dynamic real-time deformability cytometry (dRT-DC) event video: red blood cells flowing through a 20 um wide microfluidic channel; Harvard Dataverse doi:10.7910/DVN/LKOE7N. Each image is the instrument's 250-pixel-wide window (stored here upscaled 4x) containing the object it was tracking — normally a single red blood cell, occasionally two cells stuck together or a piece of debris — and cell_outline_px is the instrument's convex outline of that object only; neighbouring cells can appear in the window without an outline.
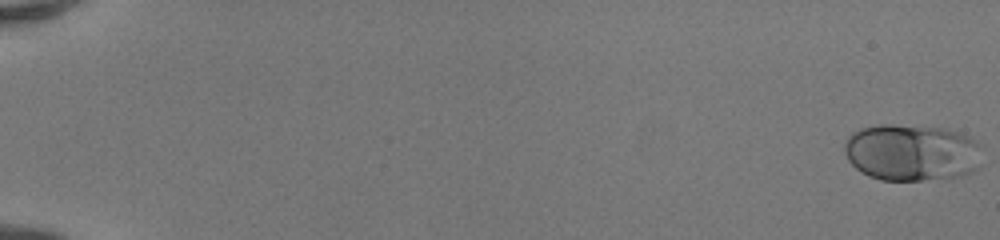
{"species": "human", "species_latin": "Homo sapiens", "temperature_condition": "room temperature", "stored_images_in_passage": 51, "camera_frame_rate_fps": 3000, "um_per_image_px": 0.085, "donor": {"sex": "female"}, "frame": {"image": 1, "passage_image": 1, "time_ms": 0.0, "image_size_px": [1000, 240], "cell_outline_px": [[980, 168], [964, 176], [948, 180], [880, 180], [868, 176], [860, 172], [848, 160], [844, 152], [844, 144], [848, 136], [852, 132], [860, 128], [880, 124], [892, 124], [948, 128], [960, 132], [976, 140], [980, 144]], "centroid_in_image_um": [77.53, 12.97], "position_along_channel_um": 7.5, "area_um2": 46.82}}
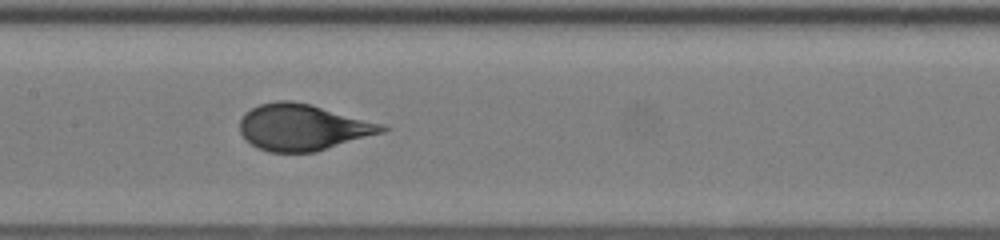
{"frame": {"image": 2, "passage_image": 28, "time_ms": 9.0, "image_size_px": [1000, 240], "cell_outline_px": [[388, 128], [384, 132], [316, 152], [268, 152], [252, 144], [240, 132], [240, 120], [244, 112], [260, 104], [276, 100], [292, 100], [308, 104], [384, 124]], "centroid_in_image_um": [25.72, 10.82], "position_along_channel_um": 181.7, "area_um2": 38.09}}
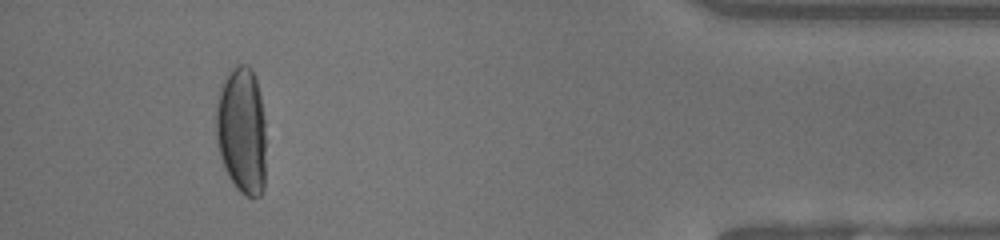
{"frame": {"image": 3, "passage_image": 48, "time_ms": 15.667, "image_size_px": [1000, 240], "cell_outline_px": [[264, 188], [260, 196], [244, 196], [236, 188], [228, 176], [224, 168], [220, 156], [216, 136], [216, 108], [220, 92], [224, 80], [240, 64], [244, 64], [252, 68], [256, 80], [260, 96], [264, 120]], "centroid_in_image_um": [20.55, 11.15], "position_along_channel_um": 414.7, "area_um2": 36.53}, "authors_computed_cell_mechanics": {"area_um2": 38.726, "velocity_mm_per_s": 4.1797, "shape_relaxation_time_tau1_ms": 4.7878, "shape_relaxation_time_tau2_ms": null, "deformation_change_tau1": 0.2193, "deformation_change_tau2": null}}